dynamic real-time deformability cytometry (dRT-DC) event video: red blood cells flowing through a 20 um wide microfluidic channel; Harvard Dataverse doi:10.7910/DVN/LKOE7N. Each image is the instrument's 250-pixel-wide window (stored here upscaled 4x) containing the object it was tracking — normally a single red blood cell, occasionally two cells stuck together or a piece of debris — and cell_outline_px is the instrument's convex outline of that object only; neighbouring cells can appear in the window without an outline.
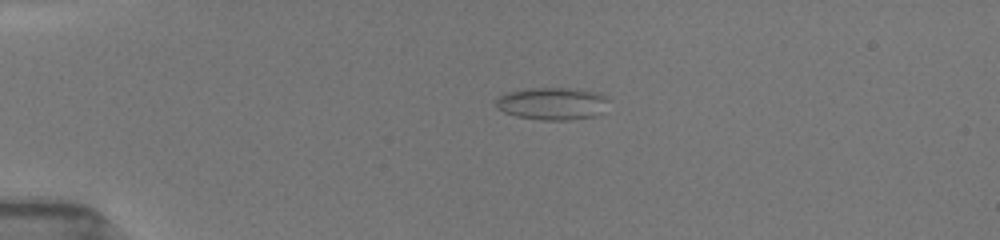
{"species": "common noctule bat (a hibernating species)", "species_latin": "Nyctalus noctula", "temperature_condition": "room temperature", "stored_images_in_passage": 41, "camera_frame_rate_fps": 3000, "um_per_image_px": 0.085, "animal": {"sex": "female", "body_mass_g": 19.5, "forearm_length_mm": 54.1}, "frame": {"image": 1, "passage_image": 1, "time_ms": 0.0, "image_size_px": [1000, 240], "cell_outline_px": [[608, 100], [592, 116], [564, 120], [544, 120], [520, 116], [504, 112], [496, 104], [496, 100], [500, 96], [508, 92], [520, 88], [568, 88], [600, 92], [608, 96]], "centroid_in_image_um": [46.9, 8.77], "position_along_channel_um": 38.1, "area_um2": 20.75}}
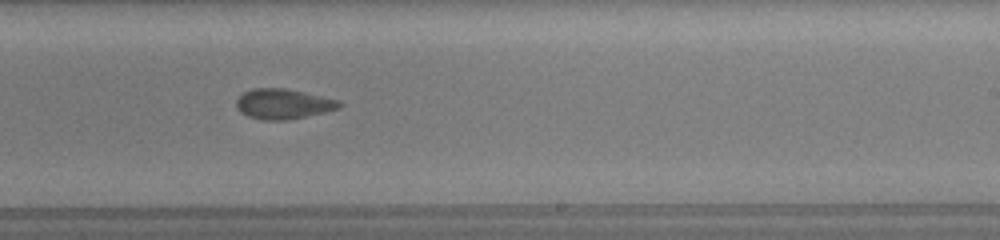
{"frame": {"image": 2, "passage_image": 22, "time_ms": 7.0, "image_size_px": [1000, 240], "cell_outline_px": [[340, 108], [324, 112], [284, 120], [260, 120], [248, 116], [240, 112], [236, 108], [236, 100], [244, 92], [252, 88], [284, 88], [304, 92], [336, 100], [340, 104]], "centroid_in_image_um": [24.0, 8.83], "position_along_channel_um": 265.0, "area_um2": 17.8}}
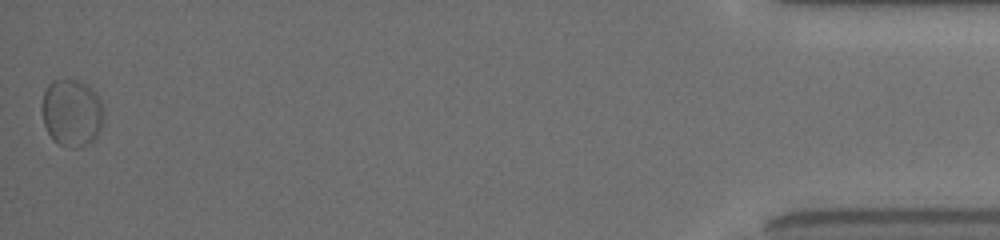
{"frame": {"image": 3, "passage_image": 41, "time_ms": 13.333, "image_size_px": [1000, 240], "cell_outline_px": [[100, 128], [96, 136], [92, 140], [80, 148], [68, 148], [52, 140], [44, 124], [40, 108], [44, 92], [48, 84], [52, 80], [76, 80], [84, 84], [96, 96], [100, 104]], "centroid_in_image_um": [6.0, 9.61], "position_along_channel_um": 429.2, "area_um2": 23.64}, "authors_computed_cell_mechanics": {"area_um2": 18.1492, "velocity_mm_per_s": 3.9147, "shape_relaxation_time_tau1_ms": null, "shape_relaxation_time_tau2_ms": 1.6225, "deformation_change_tau1": null, "deformation_change_tau2": 0.0602}}